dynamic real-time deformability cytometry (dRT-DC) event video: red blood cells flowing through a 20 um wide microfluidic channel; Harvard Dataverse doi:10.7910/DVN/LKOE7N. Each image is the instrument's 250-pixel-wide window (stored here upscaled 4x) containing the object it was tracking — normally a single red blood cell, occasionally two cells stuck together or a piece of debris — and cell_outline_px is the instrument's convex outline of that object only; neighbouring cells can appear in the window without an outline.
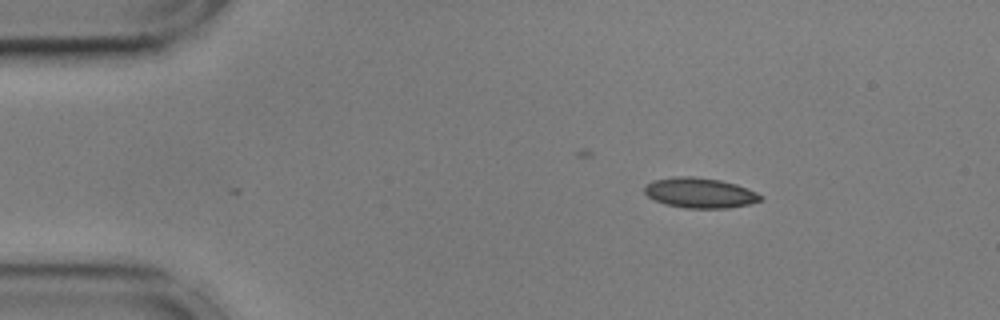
{"species": "common noctule bat (a hibernating species)", "species_latin": "Nyctalus noctula", "temperature_condition": "cold", "stored_images_in_passage": 10, "camera_frame_rate_fps": 3000, "um_per_image_px": 0.085, "animal": {"sex": "male", "body_mass_g": 17.9, "forearm_length_mm": 54.2}, "frame": {"image": 1, "passage_image": 1, "time_ms": 0.0, "image_size_px": [1000, 320], "cell_outline_px": [[764, 200], [748, 204], [728, 208], [684, 208], [664, 204], [648, 196], [644, 192], [644, 184], [652, 180], [676, 176], [692, 176], [720, 180], [736, 184], [748, 188], [764, 196]], "centroid_in_image_um": [59.49, 16.39], "position_along_channel_um": 25.5, "area_um2": 20.63}}
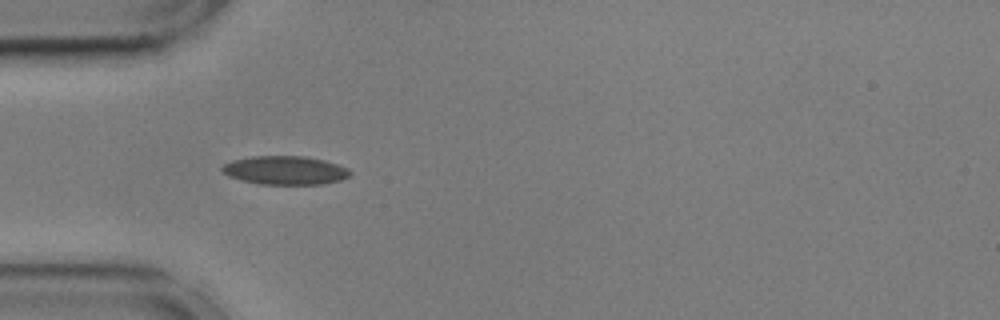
{"frame": {"image": 2, "passage_image": 9, "time_ms": 2.667, "image_size_px": [1000, 320], "cell_outline_px": [[352, 172], [348, 176], [340, 180], [324, 184], [260, 184], [240, 180], [228, 176], [220, 168], [224, 164], [232, 160], [252, 156], [304, 156], [324, 160], [348, 168]], "centroid_in_image_um": [24.22, 14.47], "position_along_channel_um": 60.8, "area_um2": 21.33}}